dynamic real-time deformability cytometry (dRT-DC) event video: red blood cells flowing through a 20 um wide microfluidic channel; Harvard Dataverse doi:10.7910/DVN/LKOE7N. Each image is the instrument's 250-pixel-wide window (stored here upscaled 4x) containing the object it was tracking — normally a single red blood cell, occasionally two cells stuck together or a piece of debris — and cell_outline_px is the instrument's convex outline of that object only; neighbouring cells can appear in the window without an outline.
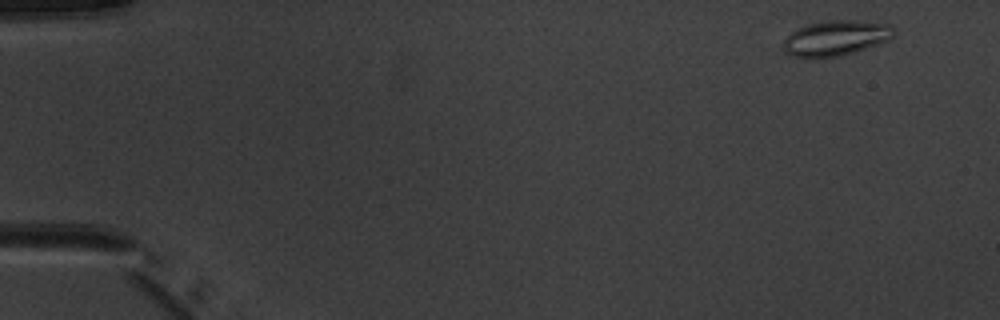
{"species": "common noctule bat (a hibernating species)", "species_latin": "Nyctalus noctula", "temperature_condition": "warm", "stored_images_in_passage": 4, "camera_frame_rate_fps": 3000, "um_per_image_px": 0.085, "animal": {"sex": "male", "body_mass_g": 20.1, "forearm_length_mm": 53.5}, "frame": {"image": 1, "passage_image": 1, "time_ms": 0.0, "image_size_px": [1000, 320], "cell_outline_px": [[896, 32], [888, 40], [856, 52], [840, 56], [792, 56], [784, 48], [784, 40], [792, 32], [808, 24], [828, 20], [856, 20], [888, 24], [896, 28]], "centroid_in_image_um": [71.12, 3.21], "position_along_channel_um": 13.9, "area_um2": 22.25}}
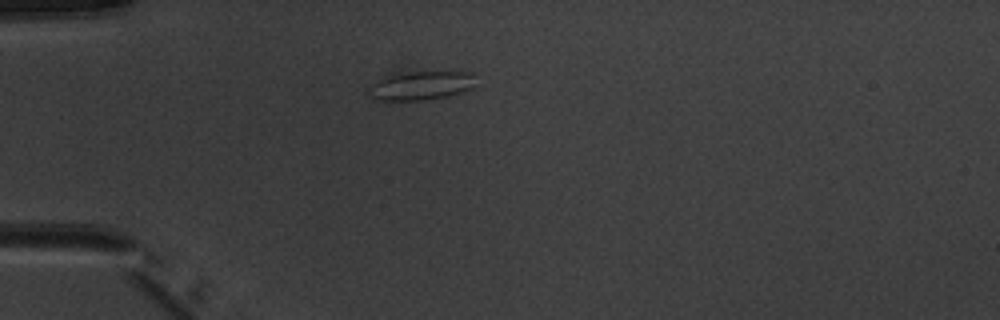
{"frame": {"image": 2, "passage_image": 4, "time_ms": 3.667, "image_size_px": [1000, 320], "cell_outline_px": [[472, 88], [448, 96], [424, 100], [372, 100], [368, 96], [368, 84], [392, 72], [472, 72]], "centroid_in_image_um": [35.62, 7.27], "position_along_channel_um": 49.4, "area_um2": 18.21}}